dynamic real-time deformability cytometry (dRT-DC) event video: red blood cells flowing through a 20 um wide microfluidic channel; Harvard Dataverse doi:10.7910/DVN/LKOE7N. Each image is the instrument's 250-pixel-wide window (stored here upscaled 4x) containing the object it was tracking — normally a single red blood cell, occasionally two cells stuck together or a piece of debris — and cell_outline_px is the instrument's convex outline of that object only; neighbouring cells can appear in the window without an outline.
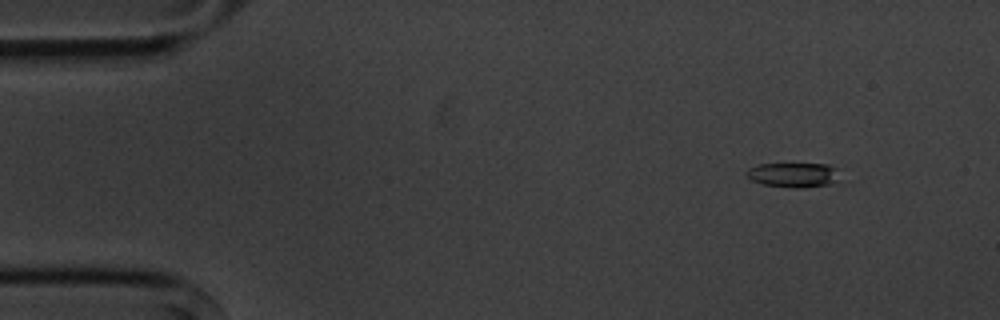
{"species": "common noctule bat (a hibernating species)", "species_latin": "Nyctalus noctula", "temperature_condition": "cold", "stored_images_in_passage": 9, "camera_frame_rate_fps": 3000, "um_per_image_px": 0.085, "animal": {"sex": "male", "body_mass_g": 20.1, "forearm_length_mm": 53.5}, "frame": {"image": 1, "passage_image": 1, "time_ms": 0.0, "image_size_px": [1000, 320], "cell_outline_px": [[840, 168], [832, 184], [804, 188], [792, 188], [764, 184], [752, 180], [744, 172], [748, 168], [756, 164], [828, 164]], "centroid_in_image_um": [67.43, 14.86], "position_along_channel_um": 17.6, "area_um2": 13.47}}
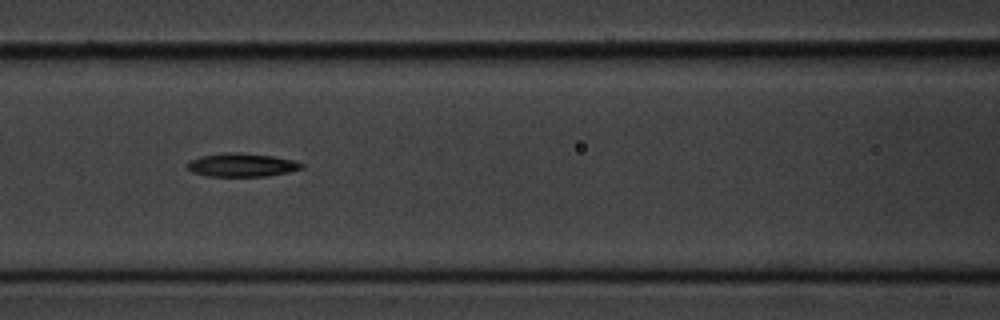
{"frame": {"image": 2, "passage_image": 6, "time_ms": 6.0, "image_size_px": [1000, 320], "cell_outline_px": [[304, 168], [288, 172], [268, 176], [208, 176], [192, 172], [188, 168], [188, 164], [192, 160], [200, 156], [224, 152], [236, 152], [272, 156], [296, 160], [304, 164]], "centroid_in_image_um": [20.6, 14.02], "position_along_channel_um": 146.0, "area_um2": 15.61}}
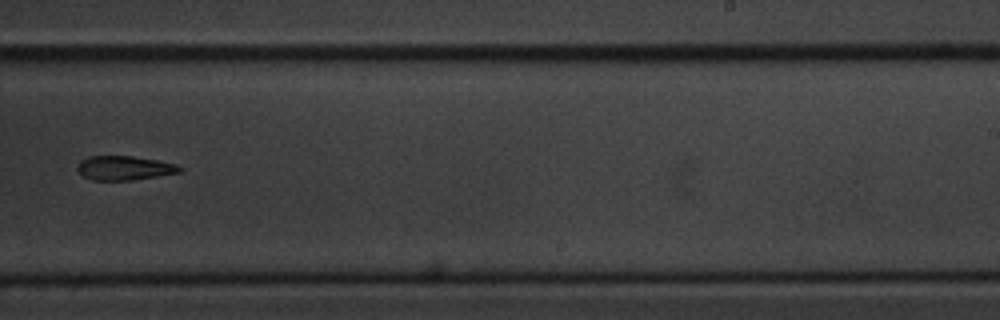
{"frame": {"image": 3, "passage_image": 9, "time_ms": 9.667, "image_size_px": [1000, 320], "cell_outline_px": [[184, 168], [180, 172], [132, 180], [92, 180], [84, 176], [76, 168], [80, 160], [88, 156], [132, 156], [156, 160], [176, 164]], "centroid_in_image_um": [10.55, 14.27], "position_along_channel_um": 278.4, "area_um2": 14.33}}